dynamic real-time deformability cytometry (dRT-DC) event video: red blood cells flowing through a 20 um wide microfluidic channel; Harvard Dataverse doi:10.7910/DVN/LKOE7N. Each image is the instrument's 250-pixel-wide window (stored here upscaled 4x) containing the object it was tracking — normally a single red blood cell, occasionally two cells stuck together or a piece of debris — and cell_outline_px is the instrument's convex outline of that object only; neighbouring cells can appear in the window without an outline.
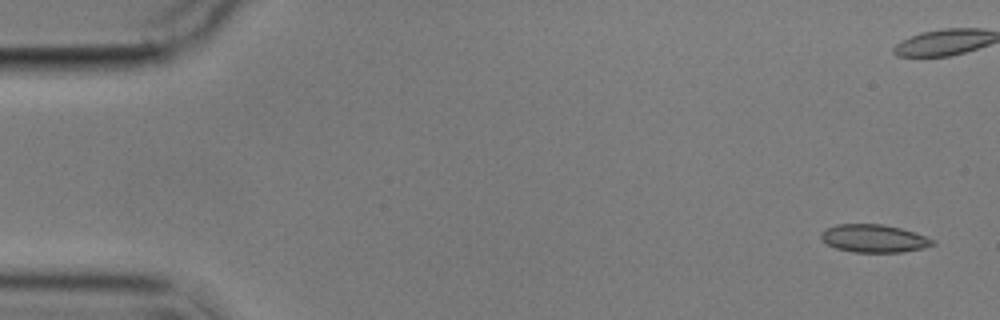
{"species": "common noctule bat (a hibernating species)", "species_latin": "Nyctalus noctula", "temperature_condition": "cold", "stored_images_in_passage": 10, "camera_frame_rate_fps": 3000, "um_per_image_px": 0.085, "animal": {"sex": "male", "body_mass_g": 17.9}, "frame": {"image": 1, "passage_image": 1, "time_ms": 0.0, "image_size_px": [1000, 320], "cell_outline_px": [[936, 244], [924, 248], [904, 252], [852, 252], [836, 248], [820, 240], [820, 232], [824, 228], [836, 224], [884, 224], [900, 228], [936, 240]], "centroid_in_image_um": [74.25, 20.27], "position_along_channel_um": 10.7, "area_um2": 18.32}}
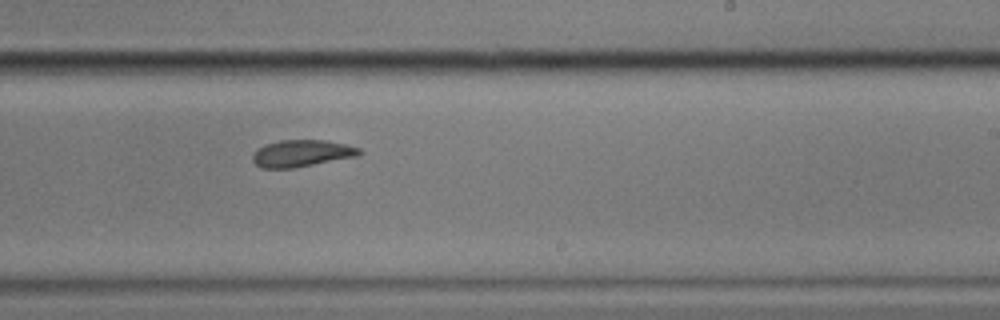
{"frame": {"image": 2, "passage_image": 10, "time_ms": 11.667, "image_size_px": [1000, 320], "cell_outline_px": [[364, 152], [360, 156], [292, 168], [260, 168], [252, 160], [252, 156], [256, 148], [264, 144], [280, 140], [324, 140], [344, 144], [360, 148]], "centroid_in_image_um": [25.64, 13.03], "position_along_channel_um": 263.4, "area_um2": 16.88}}